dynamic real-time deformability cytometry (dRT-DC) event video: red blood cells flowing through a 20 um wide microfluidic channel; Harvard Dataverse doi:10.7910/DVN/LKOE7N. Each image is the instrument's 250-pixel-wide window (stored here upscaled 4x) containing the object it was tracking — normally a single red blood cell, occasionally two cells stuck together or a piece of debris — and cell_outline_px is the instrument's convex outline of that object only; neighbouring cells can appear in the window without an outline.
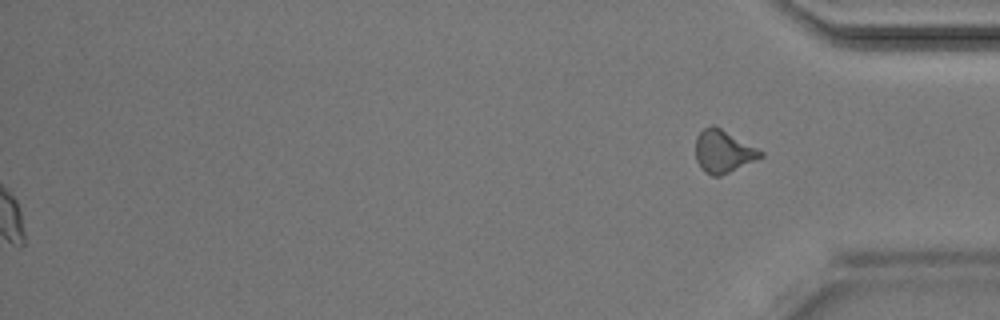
{"species": "Egyptian fruit bat (a non-hibernating species)", "species_latin": "Rousettus aegyptiacus", "temperature_condition": "room temperature", "stored_images_in_passage": 47, "segment_of_instrument_passage": [2, 2], "camera_frame_rate_fps": 3000, "um_per_image_px": 0.085, "animal": {"sex": "male"}, "frame": {"image": 1, "passage_image": 47, "time_ms": 15.333, "image_size_px": [1000, 320], "cell_outline_px": [[764, 156], [720, 176], [712, 176], [704, 172], [700, 168], [696, 160], [696, 136], [704, 128], [712, 124], [720, 128], [764, 152]], "centroid_in_image_um": [61.45, 12.88], "position_along_channel_um": 373.8, "area_um2": 15.95}}